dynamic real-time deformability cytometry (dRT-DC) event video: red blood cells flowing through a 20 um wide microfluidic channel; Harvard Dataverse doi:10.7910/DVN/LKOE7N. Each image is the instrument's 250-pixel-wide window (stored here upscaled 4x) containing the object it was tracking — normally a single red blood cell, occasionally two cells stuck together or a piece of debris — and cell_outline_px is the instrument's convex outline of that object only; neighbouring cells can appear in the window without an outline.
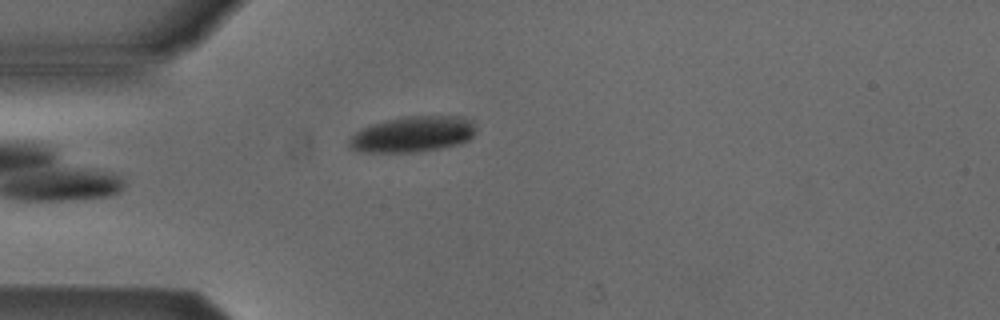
{"species": "Egyptian fruit bat (a non-hibernating species)", "species_latin": "Rousettus aegyptiacus", "temperature_condition": "cold", "stored_images_in_passage": 3, "camera_frame_rate_fps": 3000, "um_per_image_px": 0.085, "animal": {"sex": "male"}, "frame": {"image": 1, "passage_image": 3, "time_ms": 2.667, "image_size_px": [1000, 320], "cell_outline_px": [[472, 136], [468, 140], [460, 144], [420, 152], [360, 152], [348, 148], [348, 140], [360, 128], [372, 124], [400, 116], [460, 116], [472, 120]], "centroid_in_image_um": [35.02, 11.41], "position_along_channel_um": 50.0, "area_um2": 26.53}}